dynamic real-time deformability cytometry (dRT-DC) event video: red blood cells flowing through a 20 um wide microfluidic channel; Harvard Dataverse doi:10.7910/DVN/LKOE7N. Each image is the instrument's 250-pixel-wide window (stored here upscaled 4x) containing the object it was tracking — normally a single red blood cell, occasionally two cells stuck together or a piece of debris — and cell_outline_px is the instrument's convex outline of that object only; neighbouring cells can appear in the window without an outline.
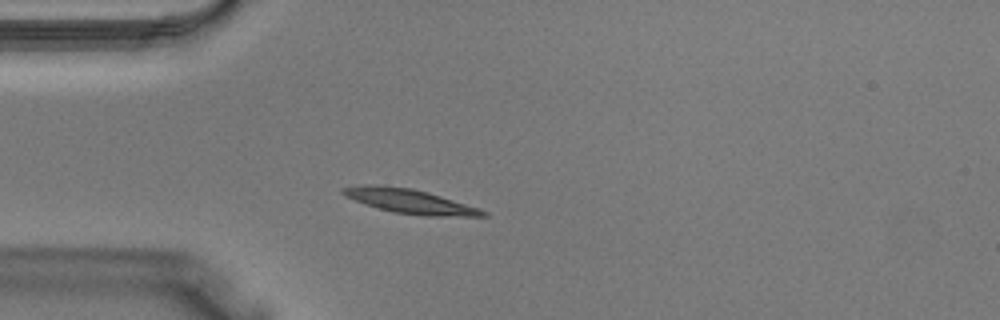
{"species": "Egyptian fruit bat (a non-hibernating species)", "species_latin": "Rousettus aegyptiacus", "temperature_condition": "warm", "stored_images_in_passage": 33, "camera_frame_rate_fps": 3000, "um_per_image_px": 0.085, "animal": {"sex": "male"}, "frame": {"image": 1, "passage_image": 4, "time_ms": 1.0, "image_size_px": [1000, 320], "cell_outline_px": [[488, 216], [424, 216], [392, 212], [364, 204], [344, 196], [340, 192], [340, 188], [364, 184], [372, 184], [412, 188], [428, 192], [480, 208], [488, 212]], "centroid_in_image_um": [34.8, 17.1], "position_along_channel_um": 50.2, "area_um2": 20.06}}
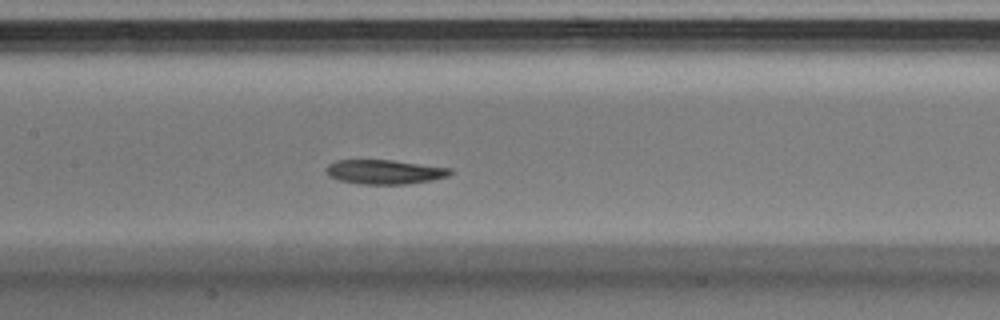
{"frame": {"image": 2, "passage_image": 12, "time_ms": 3.667, "image_size_px": [1000, 320], "cell_outline_px": [[452, 172], [448, 176], [432, 180], [404, 184], [360, 184], [340, 180], [328, 176], [324, 168], [328, 164], [336, 160], [392, 160], [452, 168]], "centroid_in_image_um": [32.66, 14.6], "position_along_channel_um": 174.7, "area_um2": 17.63}}
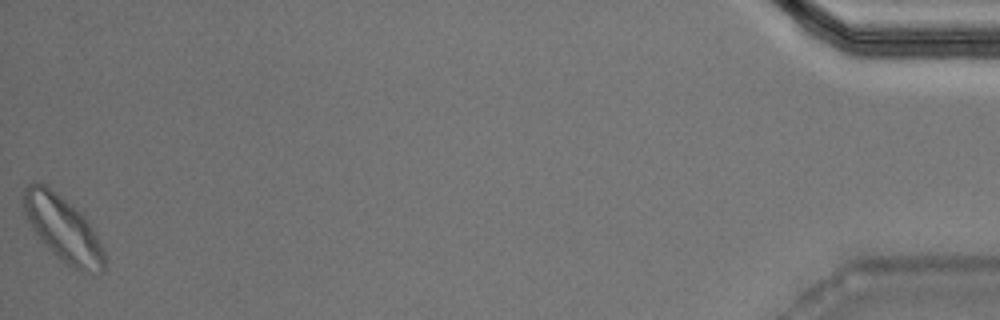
{"frame": {"image": 3, "passage_image": 33, "time_ms": 10.667, "image_size_px": [1000, 320], "cell_outline_px": [[104, 272], [100, 272], [76, 268], [60, 260], [52, 252], [32, 228], [24, 212], [24, 188], [32, 180], [36, 180], [44, 184], [72, 204], [84, 216], [92, 228], [104, 252]], "centroid_in_image_um": [5.32, 19.38], "position_along_channel_um": 429.9, "area_um2": 29.94}}